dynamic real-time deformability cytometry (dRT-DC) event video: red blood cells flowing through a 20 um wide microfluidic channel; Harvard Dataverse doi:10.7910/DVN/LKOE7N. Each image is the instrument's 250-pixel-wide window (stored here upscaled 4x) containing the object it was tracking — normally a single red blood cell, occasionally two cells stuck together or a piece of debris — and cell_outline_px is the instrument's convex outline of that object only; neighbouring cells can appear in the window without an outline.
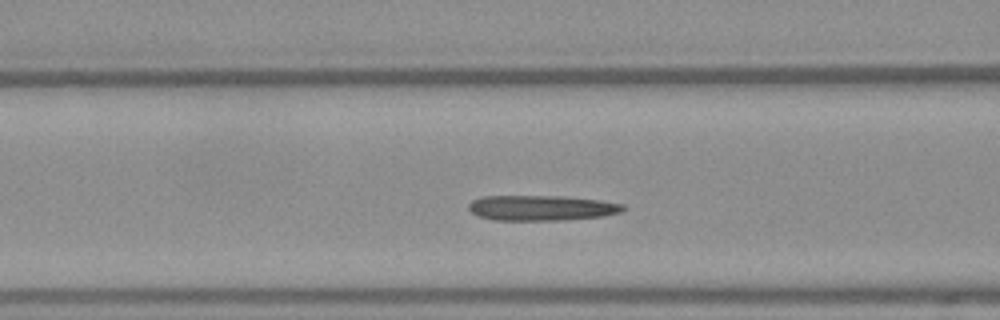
{"species": "Egyptian fruit bat (a non-hibernating species)", "species_latin": "Rousettus aegyptiacus", "temperature_condition": "warm", "stored_images_in_passage": 43, "camera_frame_rate_fps": 3000, "um_per_image_px": 0.085, "frame": {"image": 1, "passage_image": 17, "time_ms": 5.333, "image_size_px": [1000, 320], "cell_outline_px": [[628, 208], [620, 212], [604, 216], [560, 220], [492, 220], [476, 216], [468, 208], [468, 204], [472, 200], [480, 196], [560, 196], [600, 200], [624, 204]], "centroid_in_image_um": [46.0, 17.67], "position_along_channel_um": 120.6, "area_um2": 22.95}}
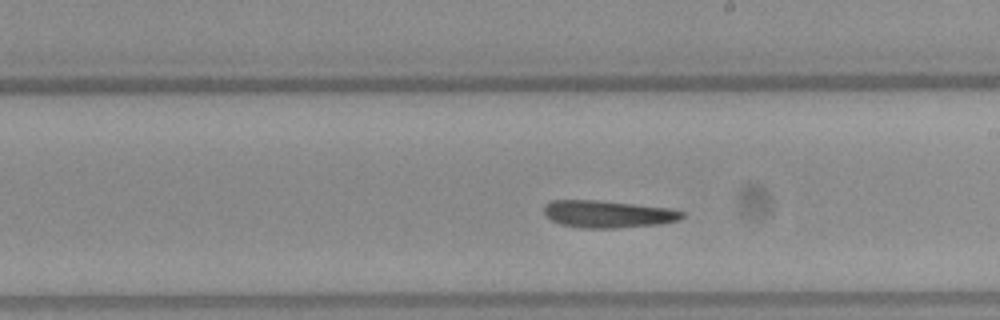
{"frame": {"image": 2, "passage_image": 26, "time_ms": 8.333, "image_size_px": [1000, 320], "cell_outline_px": [[684, 216], [680, 220], [660, 224], [620, 228], [584, 228], [560, 224], [544, 216], [544, 204], [552, 200], [596, 200], [668, 208], [684, 212]], "centroid_in_image_um": [51.65, 18.2], "position_along_channel_um": 237.4, "area_um2": 21.96}}
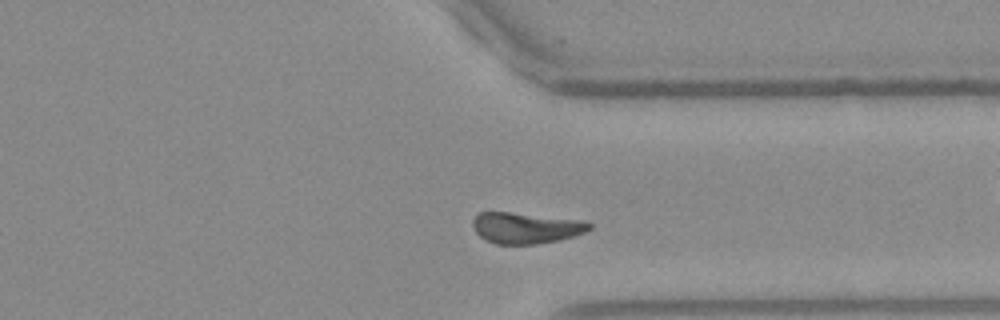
{"frame": {"image": 3, "passage_image": 36, "time_ms": 11.667, "image_size_px": [1000, 320], "cell_outline_px": [[592, 228], [576, 236], [560, 240], [536, 244], [496, 244], [484, 240], [476, 232], [472, 224], [472, 220], [480, 212], [508, 212], [588, 220], [592, 224]], "centroid_in_image_um": [44.75, 19.37], "position_along_channel_um": 366.7, "area_um2": 21.39}, "authors_computed_cell_mechanics": {"area_um2": 22.0218, "velocity_mm_per_s": 3.8979, "shape_relaxation_time_tau1_ms": 9.0181, "shape_relaxation_time_tau2_ms": 4.4233, "deformation_change_tau1": 0.2022, "deformation_change_tau2": 0.0971}}